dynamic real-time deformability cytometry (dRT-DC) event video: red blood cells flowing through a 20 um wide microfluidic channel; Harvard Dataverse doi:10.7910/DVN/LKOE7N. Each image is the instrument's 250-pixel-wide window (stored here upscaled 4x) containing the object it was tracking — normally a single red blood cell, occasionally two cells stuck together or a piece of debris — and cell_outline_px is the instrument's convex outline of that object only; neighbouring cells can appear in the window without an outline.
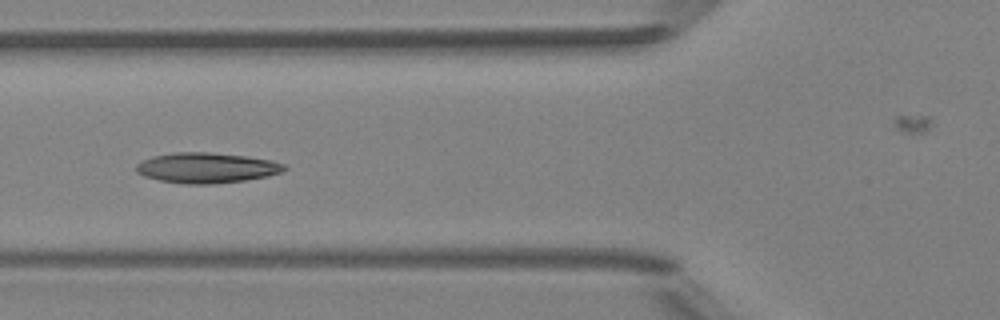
{"species": "Egyptian fruit bat (a non-hibernating species)", "species_latin": "Rousettus aegyptiacus", "temperature_condition": "room temperature", "stored_images_in_passage": 7, "camera_frame_rate_fps": 3000, "um_per_image_px": 0.085, "animal": {"sex": "female"}, "frame": {"image": 1, "passage_image": 6, "time_ms": 6.667, "image_size_px": [1000, 320], "cell_outline_px": [[288, 168], [280, 172], [248, 180], [208, 184], [184, 184], [160, 180], [144, 176], [136, 172], [136, 164], [152, 156], [176, 152], [208, 152], [248, 156], [272, 160], [284, 164]], "centroid_in_image_um": [17.55, 14.26], "position_along_channel_um": 108.2, "area_um2": 26.13}}
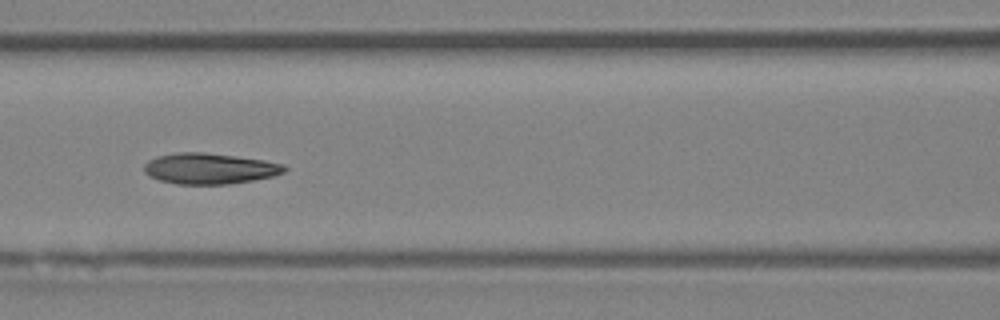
{"frame": {"image": 2, "passage_image": 7, "time_ms": 7.667, "image_size_px": [1000, 320], "cell_outline_px": [[288, 168], [284, 172], [272, 176], [252, 180], [228, 184], [176, 184], [160, 180], [148, 176], [144, 172], [144, 164], [148, 160], [156, 156], [176, 152], [204, 152], [236, 156], [264, 160], [284, 164]], "centroid_in_image_um": [17.79, 14.32], "position_along_channel_um": 148.8, "area_um2": 25.32}}